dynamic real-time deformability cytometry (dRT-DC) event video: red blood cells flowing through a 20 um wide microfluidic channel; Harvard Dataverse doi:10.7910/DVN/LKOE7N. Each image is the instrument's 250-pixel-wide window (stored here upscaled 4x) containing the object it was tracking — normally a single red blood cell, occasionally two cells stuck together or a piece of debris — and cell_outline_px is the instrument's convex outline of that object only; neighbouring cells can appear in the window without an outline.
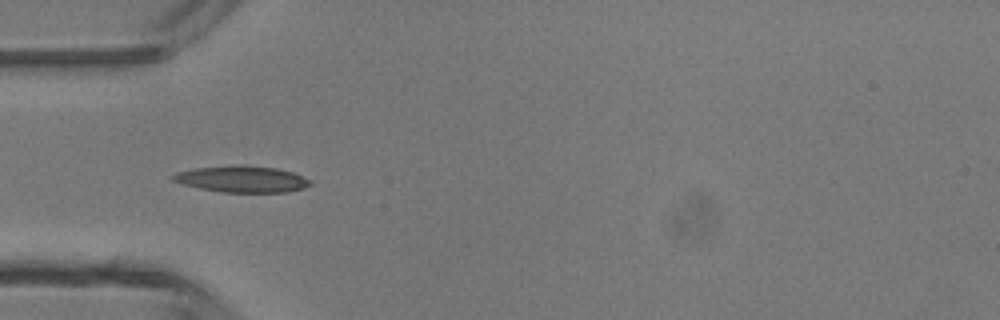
{"species": "common noctule bat (a hibernating species)", "species_latin": "Nyctalus noctula", "temperature_condition": "room temperature", "stored_images_in_passage": 34, "camera_frame_rate_fps": 3000, "um_per_image_px": 0.085, "animal": {"sex": "male", "body_mass_g": 13.3}, "frame": {"image": 1, "passage_image": 2, "time_ms": 0.333, "image_size_px": [1000, 320], "cell_outline_px": [[312, 184], [304, 188], [288, 192], [220, 192], [200, 188], [184, 184], [172, 180], [172, 176], [176, 172], [196, 168], [232, 164], [240, 164], [276, 168], [292, 172], [312, 180]], "centroid_in_image_um": [20.59, 15.21], "position_along_channel_um": 64.4, "area_um2": 21.27}}
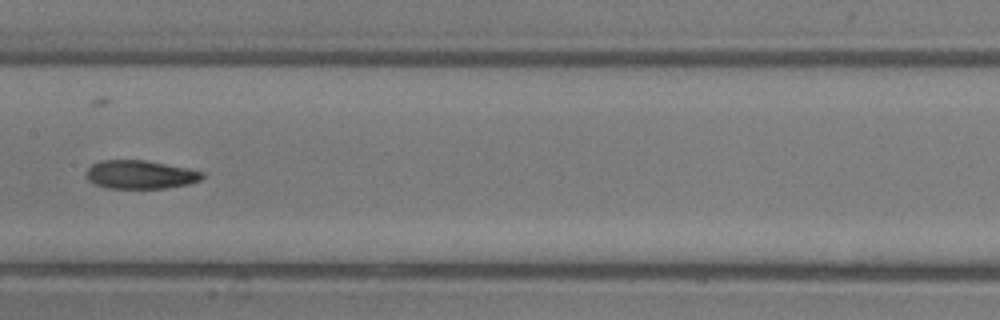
{"frame": {"image": 2, "passage_image": 11, "time_ms": 3.333, "image_size_px": [1000, 320], "cell_outline_px": [[204, 176], [200, 180], [188, 184], [164, 188], [108, 188], [96, 184], [88, 180], [84, 176], [84, 172], [92, 164], [100, 160], [144, 160], [188, 168], [204, 172]], "centroid_in_image_um": [11.89, 14.83], "position_along_channel_um": 195.5, "area_um2": 19.31}}
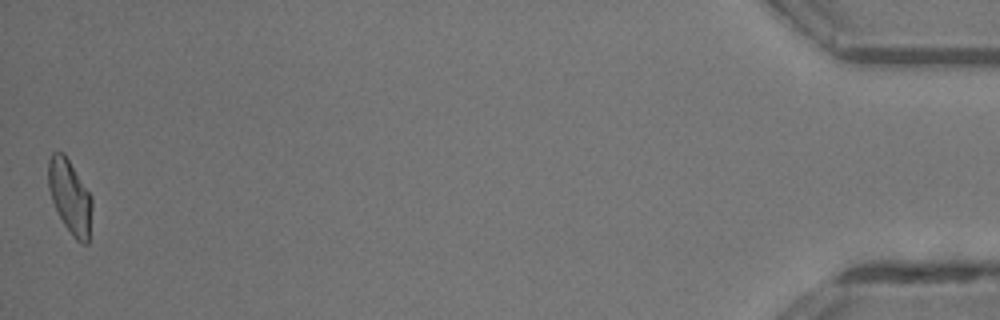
{"frame": {"image": 3, "passage_image": 34, "time_ms": 11.0, "image_size_px": [1000, 320], "cell_outline_px": [[92, 208], [88, 244], [84, 244], [76, 240], [72, 236], [64, 224], [52, 200], [48, 188], [48, 160], [52, 152], [64, 152], [92, 196]], "centroid_in_image_um": [5.95, 16.7], "position_along_channel_um": 429.2, "area_um2": 18.84}, "authors_computed_cell_mechanics": {"area_um2": 19.0451, "velocity_mm_per_s": 4.3623, "shape_relaxation_time_tau1_ms": null, "shape_relaxation_time_tau2_ms": 2.6713, "deformation_change_tau1": null, "deformation_change_tau2": 0.1091}}